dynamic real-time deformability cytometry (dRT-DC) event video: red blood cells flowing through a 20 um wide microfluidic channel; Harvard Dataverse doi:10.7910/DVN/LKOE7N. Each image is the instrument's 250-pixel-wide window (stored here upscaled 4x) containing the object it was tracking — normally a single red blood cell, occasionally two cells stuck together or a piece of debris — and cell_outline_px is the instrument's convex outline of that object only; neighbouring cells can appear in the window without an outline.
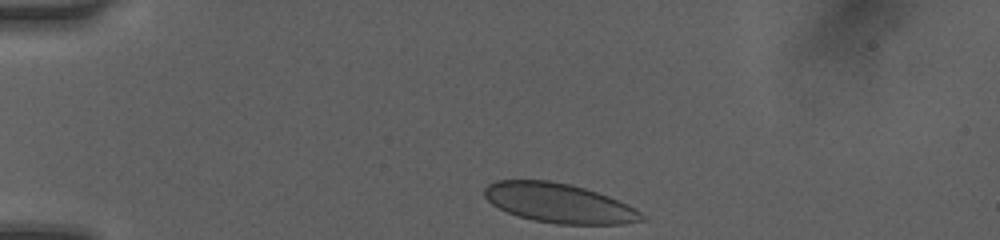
{"species": "human", "species_latin": "Homo sapiens", "temperature_condition": "room temperature", "stored_images_in_passage": 28, "camera_frame_rate_fps": 3000, "um_per_image_px": 0.085, "donor": {"sex": "female"}, "frame": {"image": 1, "passage_image": 1, "time_ms": 0.0, "image_size_px": [1000, 240], "cell_outline_px": [[648, 220], [624, 224], [556, 224], [532, 220], [508, 212], [492, 204], [484, 196], [484, 188], [488, 184], [496, 180], [548, 180], [568, 184], [584, 188], [608, 196], [636, 208], [648, 216]], "centroid_in_image_um": [47.56, 17.27], "position_along_channel_um": 37.4, "area_um2": 36.24}}
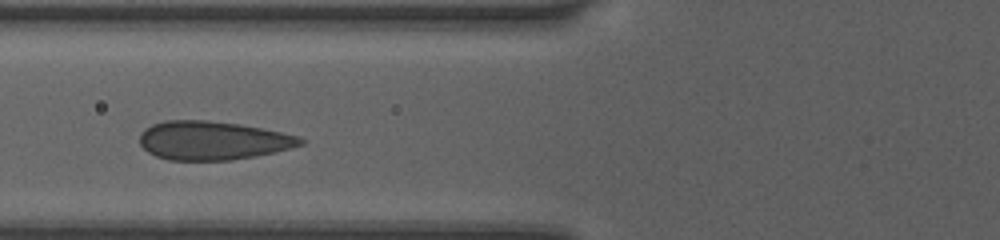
{"frame": {"image": 2, "passage_image": 16, "time_ms": 3.0, "image_size_px": [1000, 240], "cell_outline_px": [[304, 144], [292, 148], [256, 156], [232, 160], [168, 160], [156, 156], [148, 152], [140, 144], [140, 136], [144, 128], [152, 124], [164, 120], [208, 120], [240, 124], [300, 136], [304, 140]], "centroid_in_image_um": [18.07, 11.94], "position_along_channel_um": 107.7, "area_um2": 36.36}}
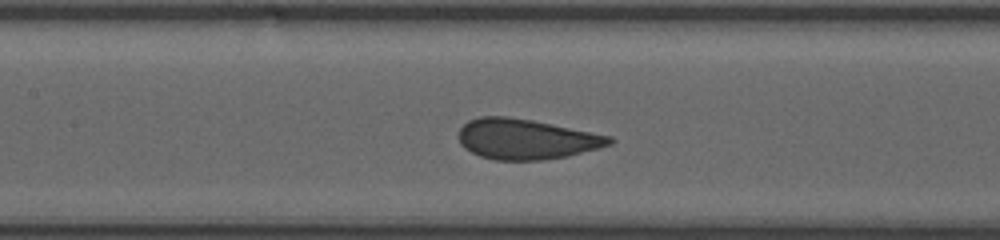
{"frame": {"image": 3, "passage_image": 24, "time_ms": 4.333, "image_size_px": [1000, 240], "cell_outline_px": [[616, 140], [612, 144], [600, 148], [568, 156], [540, 160], [496, 160], [480, 156], [464, 148], [460, 144], [460, 128], [468, 120], [480, 116], [508, 116], [532, 120], [612, 136]], "centroid_in_image_um": [44.75, 11.82], "position_along_channel_um": 162.7, "area_um2": 35.49}}